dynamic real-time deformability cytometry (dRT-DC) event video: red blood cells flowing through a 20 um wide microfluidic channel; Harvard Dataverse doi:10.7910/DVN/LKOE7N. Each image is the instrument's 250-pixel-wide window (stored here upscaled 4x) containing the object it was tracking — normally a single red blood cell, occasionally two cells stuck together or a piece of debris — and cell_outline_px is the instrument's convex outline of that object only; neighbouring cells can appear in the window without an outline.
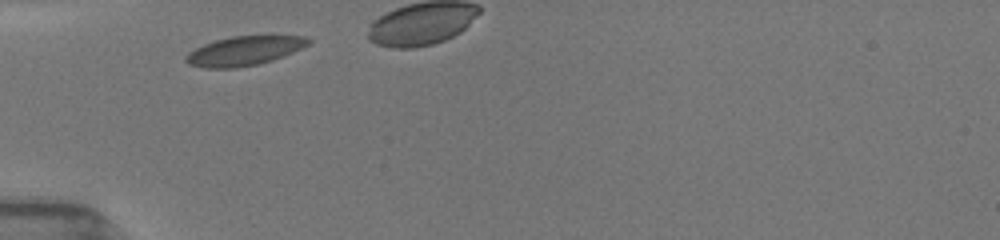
{"species": "common noctule bat (a hibernating species)", "species_latin": "Nyctalus noctula", "temperature_condition": "room temperature", "stored_images_in_passage": 8, "camera_frame_rate_fps": 3000, "um_per_image_px": 0.085, "animal": {"sex": "female", "body_mass_g": 19.5, "forearm_length_mm": 54.1}, "frame": {"image": 1, "passage_image": 2, "time_ms": 0.333, "image_size_px": [1000, 240], "cell_outline_px": [[312, 40], [308, 44], [284, 56], [272, 60], [256, 64], [236, 68], [204, 68], [188, 64], [184, 60], [184, 56], [188, 52], [204, 44], [216, 40], [232, 36], [268, 32], [308, 36]], "centroid_in_image_um": [20.83, 4.26], "position_along_channel_um": 64.2, "area_um2": 21.85}}